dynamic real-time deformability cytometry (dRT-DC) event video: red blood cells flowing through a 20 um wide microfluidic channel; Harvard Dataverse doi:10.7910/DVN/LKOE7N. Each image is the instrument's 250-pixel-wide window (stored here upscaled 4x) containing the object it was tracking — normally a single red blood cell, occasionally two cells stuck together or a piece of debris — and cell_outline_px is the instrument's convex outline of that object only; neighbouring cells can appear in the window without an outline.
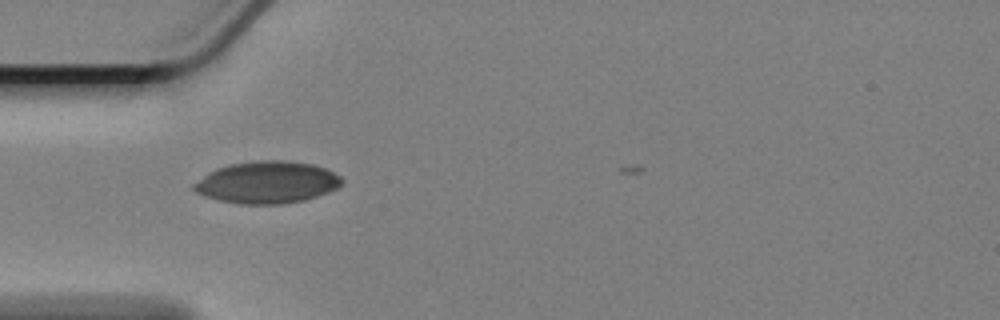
{"species": "Egyptian fruit bat (a non-hibernating species)", "species_latin": "Rousettus aegyptiacus", "temperature_condition": "cold", "stored_images_in_passage": 11, "camera_frame_rate_fps": 3000, "um_per_image_px": 0.085, "animal": {"sex": "female"}, "frame": {"image": 1, "passage_image": 1, "time_ms": 0.0, "image_size_px": [1000, 320], "cell_outline_px": [[344, 184], [328, 192], [304, 200], [280, 204], [240, 204], [220, 200], [204, 196], [196, 192], [192, 188], [192, 184], [208, 172], [216, 168], [232, 164], [260, 160], [284, 160], [312, 164], [324, 168], [340, 176], [344, 180]], "centroid_in_image_um": [22.69, 15.5], "position_along_channel_um": 62.3, "area_um2": 36.18}}
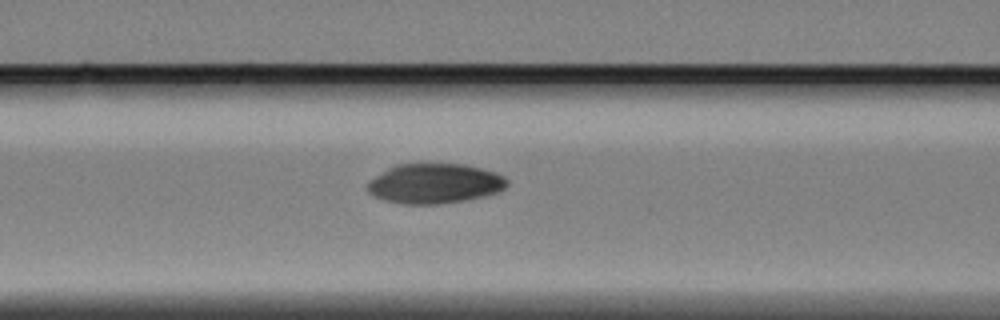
{"frame": {"image": 2, "passage_image": 7, "time_ms": 2.0, "image_size_px": [1000, 320], "cell_outline_px": [[508, 184], [500, 192], [468, 200], [440, 204], [400, 204], [384, 200], [368, 192], [364, 188], [368, 180], [388, 168], [396, 164], [464, 164], [496, 172], [504, 176], [508, 180]], "centroid_in_image_um": [36.93, 15.61], "position_along_channel_um": 129.7, "area_um2": 32.83}}
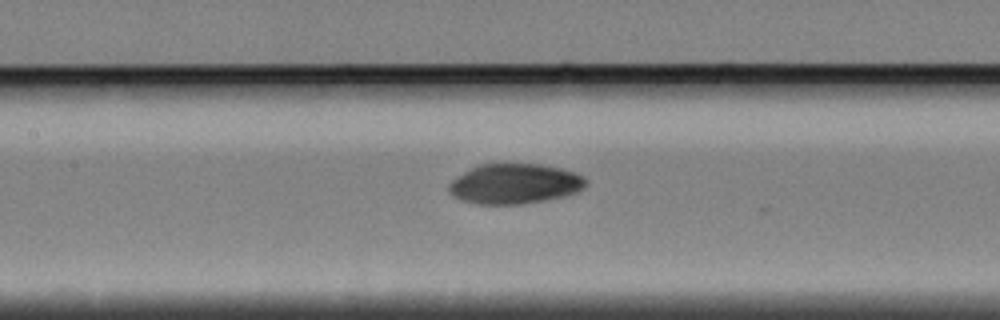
{"frame": {"image": 3, "passage_image": 10, "time_ms": 3.0, "image_size_px": [1000, 320], "cell_outline_px": [[588, 184], [584, 188], [576, 192], [564, 196], [544, 200], [520, 204], [480, 204], [460, 200], [452, 196], [448, 192], [448, 184], [452, 180], [464, 172], [480, 164], [540, 164], [560, 168], [576, 172], [584, 176], [588, 180]], "centroid_in_image_um": [43.76, 15.62], "position_along_channel_um": 163.6, "area_um2": 32.14}}